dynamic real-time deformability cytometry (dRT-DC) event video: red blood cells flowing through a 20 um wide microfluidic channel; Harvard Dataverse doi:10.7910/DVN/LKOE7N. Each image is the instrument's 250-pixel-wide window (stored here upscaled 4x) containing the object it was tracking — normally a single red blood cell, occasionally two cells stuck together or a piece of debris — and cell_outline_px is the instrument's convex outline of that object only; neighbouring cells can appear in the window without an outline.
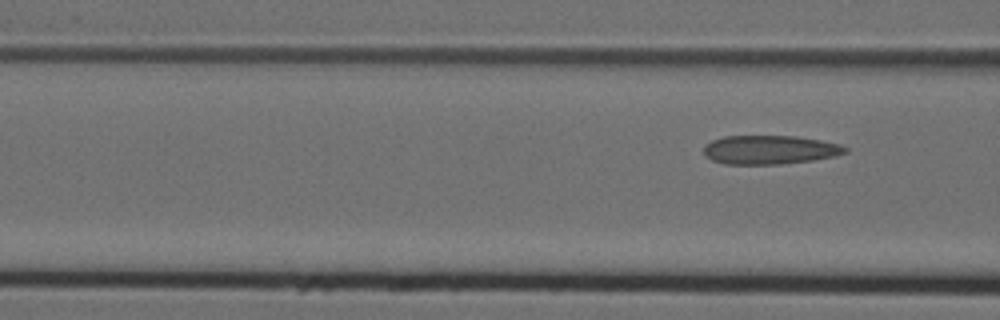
{"species": "Egyptian fruit bat (a non-hibernating species)", "species_latin": "Rousettus aegyptiacus", "temperature_condition": "cold", "stored_images_in_passage": 3, "camera_frame_rate_fps": 3000, "um_per_image_px": 0.085, "animal": {"sex": "female"}, "frame": {"image": 1, "passage_image": 3, "time_ms": 0.667, "image_size_px": [1000, 320], "cell_outline_px": [[848, 152], [836, 156], [812, 160], [780, 164], [724, 164], [712, 160], [704, 156], [704, 144], [712, 140], [724, 136], [796, 136], [820, 140], [840, 144], [848, 148]], "centroid_in_image_um": [65.42, 12.73], "position_along_channel_um": 101.2, "area_um2": 23.93}}